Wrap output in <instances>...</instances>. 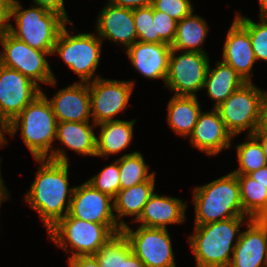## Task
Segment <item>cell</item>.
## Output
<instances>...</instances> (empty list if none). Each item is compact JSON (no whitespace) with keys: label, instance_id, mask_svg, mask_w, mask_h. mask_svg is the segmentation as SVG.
<instances>
[{"label":"cell","instance_id":"cell-12","mask_svg":"<svg viewBox=\"0 0 267 267\" xmlns=\"http://www.w3.org/2000/svg\"><path fill=\"white\" fill-rule=\"evenodd\" d=\"M122 232L128 238L133 253L146 267H176L167 228L139 226L134 231L127 225Z\"/></svg>","mask_w":267,"mask_h":267},{"label":"cell","instance_id":"cell-30","mask_svg":"<svg viewBox=\"0 0 267 267\" xmlns=\"http://www.w3.org/2000/svg\"><path fill=\"white\" fill-rule=\"evenodd\" d=\"M248 141L237 144V159L239 168L233 174L252 173L267 165L265 154L260 141L254 135H248Z\"/></svg>","mask_w":267,"mask_h":267},{"label":"cell","instance_id":"cell-9","mask_svg":"<svg viewBox=\"0 0 267 267\" xmlns=\"http://www.w3.org/2000/svg\"><path fill=\"white\" fill-rule=\"evenodd\" d=\"M0 44L3 47L0 52L1 65L19 71L39 87V82L56 86V78L45 58L53 52L33 49L9 32L0 37Z\"/></svg>","mask_w":267,"mask_h":267},{"label":"cell","instance_id":"cell-8","mask_svg":"<svg viewBox=\"0 0 267 267\" xmlns=\"http://www.w3.org/2000/svg\"><path fill=\"white\" fill-rule=\"evenodd\" d=\"M264 90L245 83L216 108L232 137L249 130L253 135L261 126Z\"/></svg>","mask_w":267,"mask_h":267},{"label":"cell","instance_id":"cell-7","mask_svg":"<svg viewBox=\"0 0 267 267\" xmlns=\"http://www.w3.org/2000/svg\"><path fill=\"white\" fill-rule=\"evenodd\" d=\"M61 29L54 49L53 55L59 54L66 65L75 72L80 79V82H90L94 79L100 78L95 75L97 70L103 40L94 33H79L71 35L66 25ZM96 76L92 79V77Z\"/></svg>","mask_w":267,"mask_h":267},{"label":"cell","instance_id":"cell-3","mask_svg":"<svg viewBox=\"0 0 267 267\" xmlns=\"http://www.w3.org/2000/svg\"><path fill=\"white\" fill-rule=\"evenodd\" d=\"M246 217H232L209 224L195 225L188 236L196 267H229ZM235 241V244L233 242Z\"/></svg>","mask_w":267,"mask_h":267},{"label":"cell","instance_id":"cell-15","mask_svg":"<svg viewBox=\"0 0 267 267\" xmlns=\"http://www.w3.org/2000/svg\"><path fill=\"white\" fill-rule=\"evenodd\" d=\"M246 222L248 230L241 232L229 267H267V217Z\"/></svg>","mask_w":267,"mask_h":267},{"label":"cell","instance_id":"cell-36","mask_svg":"<svg viewBox=\"0 0 267 267\" xmlns=\"http://www.w3.org/2000/svg\"><path fill=\"white\" fill-rule=\"evenodd\" d=\"M94 256L100 267H120V233L113 236Z\"/></svg>","mask_w":267,"mask_h":267},{"label":"cell","instance_id":"cell-27","mask_svg":"<svg viewBox=\"0 0 267 267\" xmlns=\"http://www.w3.org/2000/svg\"><path fill=\"white\" fill-rule=\"evenodd\" d=\"M207 22L193 12L178 21L176 37L171 45V49L175 51H189L206 53L202 48V44L206 40L208 33Z\"/></svg>","mask_w":267,"mask_h":267},{"label":"cell","instance_id":"cell-25","mask_svg":"<svg viewBox=\"0 0 267 267\" xmlns=\"http://www.w3.org/2000/svg\"><path fill=\"white\" fill-rule=\"evenodd\" d=\"M197 96H176L168 102L167 122L170 128L183 137H189L202 112Z\"/></svg>","mask_w":267,"mask_h":267},{"label":"cell","instance_id":"cell-6","mask_svg":"<svg viewBox=\"0 0 267 267\" xmlns=\"http://www.w3.org/2000/svg\"><path fill=\"white\" fill-rule=\"evenodd\" d=\"M19 1L10 9L16 28L10 24L9 33L33 49L53 52L57 37L67 23L58 13L37 5L23 9Z\"/></svg>","mask_w":267,"mask_h":267},{"label":"cell","instance_id":"cell-20","mask_svg":"<svg viewBox=\"0 0 267 267\" xmlns=\"http://www.w3.org/2000/svg\"><path fill=\"white\" fill-rule=\"evenodd\" d=\"M222 61L230 65L245 82H252V68L256 62L252 42L248 32L235 19L227 33Z\"/></svg>","mask_w":267,"mask_h":267},{"label":"cell","instance_id":"cell-34","mask_svg":"<svg viewBox=\"0 0 267 267\" xmlns=\"http://www.w3.org/2000/svg\"><path fill=\"white\" fill-rule=\"evenodd\" d=\"M177 23L178 21L165 12L153 8L155 43H166L171 46L176 37Z\"/></svg>","mask_w":267,"mask_h":267},{"label":"cell","instance_id":"cell-14","mask_svg":"<svg viewBox=\"0 0 267 267\" xmlns=\"http://www.w3.org/2000/svg\"><path fill=\"white\" fill-rule=\"evenodd\" d=\"M68 214L88 222L117 224L113 198L101 193L87 181L75 187Z\"/></svg>","mask_w":267,"mask_h":267},{"label":"cell","instance_id":"cell-43","mask_svg":"<svg viewBox=\"0 0 267 267\" xmlns=\"http://www.w3.org/2000/svg\"><path fill=\"white\" fill-rule=\"evenodd\" d=\"M253 135L260 141L267 161V131L259 128Z\"/></svg>","mask_w":267,"mask_h":267},{"label":"cell","instance_id":"cell-13","mask_svg":"<svg viewBox=\"0 0 267 267\" xmlns=\"http://www.w3.org/2000/svg\"><path fill=\"white\" fill-rule=\"evenodd\" d=\"M40 94L41 88L36 83L0 64V116L7 124Z\"/></svg>","mask_w":267,"mask_h":267},{"label":"cell","instance_id":"cell-16","mask_svg":"<svg viewBox=\"0 0 267 267\" xmlns=\"http://www.w3.org/2000/svg\"><path fill=\"white\" fill-rule=\"evenodd\" d=\"M57 122H90L91 104L87 82H76L48 99Z\"/></svg>","mask_w":267,"mask_h":267},{"label":"cell","instance_id":"cell-47","mask_svg":"<svg viewBox=\"0 0 267 267\" xmlns=\"http://www.w3.org/2000/svg\"><path fill=\"white\" fill-rule=\"evenodd\" d=\"M260 6V18L267 19V0H258Z\"/></svg>","mask_w":267,"mask_h":267},{"label":"cell","instance_id":"cell-38","mask_svg":"<svg viewBox=\"0 0 267 267\" xmlns=\"http://www.w3.org/2000/svg\"><path fill=\"white\" fill-rule=\"evenodd\" d=\"M34 5L45 8L49 11H53L61 15L68 23L73 24L67 16V12L64 7V0H33Z\"/></svg>","mask_w":267,"mask_h":267},{"label":"cell","instance_id":"cell-28","mask_svg":"<svg viewBox=\"0 0 267 267\" xmlns=\"http://www.w3.org/2000/svg\"><path fill=\"white\" fill-rule=\"evenodd\" d=\"M240 186L243 211L250 217H267V187L246 174H235Z\"/></svg>","mask_w":267,"mask_h":267},{"label":"cell","instance_id":"cell-46","mask_svg":"<svg viewBox=\"0 0 267 267\" xmlns=\"http://www.w3.org/2000/svg\"><path fill=\"white\" fill-rule=\"evenodd\" d=\"M0 162H1V160H0ZM0 168H1V166H0ZM1 177L2 176H1V169H0V204L2 202H4L6 199L9 200V198H10L9 192L7 191V188L4 185L5 183Z\"/></svg>","mask_w":267,"mask_h":267},{"label":"cell","instance_id":"cell-19","mask_svg":"<svg viewBox=\"0 0 267 267\" xmlns=\"http://www.w3.org/2000/svg\"><path fill=\"white\" fill-rule=\"evenodd\" d=\"M171 46L166 43L136 41L127 50L132 66L148 79H162L164 83L169 69Z\"/></svg>","mask_w":267,"mask_h":267},{"label":"cell","instance_id":"cell-35","mask_svg":"<svg viewBox=\"0 0 267 267\" xmlns=\"http://www.w3.org/2000/svg\"><path fill=\"white\" fill-rule=\"evenodd\" d=\"M155 10L165 12L176 21L189 16L194 10L190 0H153Z\"/></svg>","mask_w":267,"mask_h":267},{"label":"cell","instance_id":"cell-31","mask_svg":"<svg viewBox=\"0 0 267 267\" xmlns=\"http://www.w3.org/2000/svg\"><path fill=\"white\" fill-rule=\"evenodd\" d=\"M235 20L248 32L256 61H267V19L256 23L237 12Z\"/></svg>","mask_w":267,"mask_h":267},{"label":"cell","instance_id":"cell-2","mask_svg":"<svg viewBox=\"0 0 267 267\" xmlns=\"http://www.w3.org/2000/svg\"><path fill=\"white\" fill-rule=\"evenodd\" d=\"M19 128L21 129V137L34 159L47 158L69 163L64 149L53 148L52 143L56 139L57 120L43 90L8 124V134L14 137ZM49 150H51L50 153Z\"/></svg>","mask_w":267,"mask_h":267},{"label":"cell","instance_id":"cell-37","mask_svg":"<svg viewBox=\"0 0 267 267\" xmlns=\"http://www.w3.org/2000/svg\"><path fill=\"white\" fill-rule=\"evenodd\" d=\"M120 267H146L133 253L131 244L123 232H120Z\"/></svg>","mask_w":267,"mask_h":267},{"label":"cell","instance_id":"cell-32","mask_svg":"<svg viewBox=\"0 0 267 267\" xmlns=\"http://www.w3.org/2000/svg\"><path fill=\"white\" fill-rule=\"evenodd\" d=\"M119 173V162L115 160L87 182L101 193L107 194L114 199L121 189Z\"/></svg>","mask_w":267,"mask_h":267},{"label":"cell","instance_id":"cell-40","mask_svg":"<svg viewBox=\"0 0 267 267\" xmlns=\"http://www.w3.org/2000/svg\"><path fill=\"white\" fill-rule=\"evenodd\" d=\"M153 0H108V4L128 9H136L152 5Z\"/></svg>","mask_w":267,"mask_h":267},{"label":"cell","instance_id":"cell-24","mask_svg":"<svg viewBox=\"0 0 267 267\" xmlns=\"http://www.w3.org/2000/svg\"><path fill=\"white\" fill-rule=\"evenodd\" d=\"M136 120L107 121L98 124L101 127L96 137V157H107L126 149L133 139V125Z\"/></svg>","mask_w":267,"mask_h":267},{"label":"cell","instance_id":"cell-29","mask_svg":"<svg viewBox=\"0 0 267 267\" xmlns=\"http://www.w3.org/2000/svg\"><path fill=\"white\" fill-rule=\"evenodd\" d=\"M116 160L119 162L121 189L148 181L155 175V172L148 173V166L140 152L123 154Z\"/></svg>","mask_w":267,"mask_h":267},{"label":"cell","instance_id":"cell-10","mask_svg":"<svg viewBox=\"0 0 267 267\" xmlns=\"http://www.w3.org/2000/svg\"><path fill=\"white\" fill-rule=\"evenodd\" d=\"M171 50L165 86L176 96H197L203 89L209 68L207 53Z\"/></svg>","mask_w":267,"mask_h":267},{"label":"cell","instance_id":"cell-1","mask_svg":"<svg viewBox=\"0 0 267 267\" xmlns=\"http://www.w3.org/2000/svg\"><path fill=\"white\" fill-rule=\"evenodd\" d=\"M35 160L41 164L25 201L39 213L48 231L68 214L75 187L68 185L69 163L47 158Z\"/></svg>","mask_w":267,"mask_h":267},{"label":"cell","instance_id":"cell-33","mask_svg":"<svg viewBox=\"0 0 267 267\" xmlns=\"http://www.w3.org/2000/svg\"><path fill=\"white\" fill-rule=\"evenodd\" d=\"M135 28L139 42L155 43V27L153 24V6L140 7L133 10Z\"/></svg>","mask_w":267,"mask_h":267},{"label":"cell","instance_id":"cell-5","mask_svg":"<svg viewBox=\"0 0 267 267\" xmlns=\"http://www.w3.org/2000/svg\"><path fill=\"white\" fill-rule=\"evenodd\" d=\"M48 237L56 246L72 256L95 255L117 233L122 232L119 224H100L80 220L67 214L48 231Z\"/></svg>","mask_w":267,"mask_h":267},{"label":"cell","instance_id":"cell-45","mask_svg":"<svg viewBox=\"0 0 267 267\" xmlns=\"http://www.w3.org/2000/svg\"><path fill=\"white\" fill-rule=\"evenodd\" d=\"M4 133H8V124L0 116V147H3L7 143V139L4 137Z\"/></svg>","mask_w":267,"mask_h":267},{"label":"cell","instance_id":"cell-26","mask_svg":"<svg viewBox=\"0 0 267 267\" xmlns=\"http://www.w3.org/2000/svg\"><path fill=\"white\" fill-rule=\"evenodd\" d=\"M94 129L89 122H57L56 140L78 154L95 157Z\"/></svg>","mask_w":267,"mask_h":267},{"label":"cell","instance_id":"cell-18","mask_svg":"<svg viewBox=\"0 0 267 267\" xmlns=\"http://www.w3.org/2000/svg\"><path fill=\"white\" fill-rule=\"evenodd\" d=\"M193 147L214 156L224 148L231 147L232 135L226 130L220 113L213 108L210 112H201L198 121L188 137Z\"/></svg>","mask_w":267,"mask_h":267},{"label":"cell","instance_id":"cell-17","mask_svg":"<svg viewBox=\"0 0 267 267\" xmlns=\"http://www.w3.org/2000/svg\"><path fill=\"white\" fill-rule=\"evenodd\" d=\"M96 29L101 40L120 43L125 49L138 41L132 9L107 4L98 15Z\"/></svg>","mask_w":267,"mask_h":267},{"label":"cell","instance_id":"cell-11","mask_svg":"<svg viewBox=\"0 0 267 267\" xmlns=\"http://www.w3.org/2000/svg\"><path fill=\"white\" fill-rule=\"evenodd\" d=\"M134 81H118L102 77L88 82L91 118L95 126L114 119L128 107L134 89Z\"/></svg>","mask_w":267,"mask_h":267},{"label":"cell","instance_id":"cell-48","mask_svg":"<svg viewBox=\"0 0 267 267\" xmlns=\"http://www.w3.org/2000/svg\"><path fill=\"white\" fill-rule=\"evenodd\" d=\"M17 2L18 0H0V4L8 7L9 9H11Z\"/></svg>","mask_w":267,"mask_h":267},{"label":"cell","instance_id":"cell-42","mask_svg":"<svg viewBox=\"0 0 267 267\" xmlns=\"http://www.w3.org/2000/svg\"><path fill=\"white\" fill-rule=\"evenodd\" d=\"M249 177L267 187V165L248 174Z\"/></svg>","mask_w":267,"mask_h":267},{"label":"cell","instance_id":"cell-39","mask_svg":"<svg viewBox=\"0 0 267 267\" xmlns=\"http://www.w3.org/2000/svg\"><path fill=\"white\" fill-rule=\"evenodd\" d=\"M69 267H100L94 255L68 258Z\"/></svg>","mask_w":267,"mask_h":267},{"label":"cell","instance_id":"cell-44","mask_svg":"<svg viewBox=\"0 0 267 267\" xmlns=\"http://www.w3.org/2000/svg\"><path fill=\"white\" fill-rule=\"evenodd\" d=\"M260 128L267 131V91H264L263 95L262 119Z\"/></svg>","mask_w":267,"mask_h":267},{"label":"cell","instance_id":"cell-21","mask_svg":"<svg viewBox=\"0 0 267 267\" xmlns=\"http://www.w3.org/2000/svg\"><path fill=\"white\" fill-rule=\"evenodd\" d=\"M186 206L179 198L160 196L154 192L136 222L148 228H167L168 224H181L186 220Z\"/></svg>","mask_w":267,"mask_h":267},{"label":"cell","instance_id":"cell-41","mask_svg":"<svg viewBox=\"0 0 267 267\" xmlns=\"http://www.w3.org/2000/svg\"><path fill=\"white\" fill-rule=\"evenodd\" d=\"M10 9L0 4V37L9 32Z\"/></svg>","mask_w":267,"mask_h":267},{"label":"cell","instance_id":"cell-23","mask_svg":"<svg viewBox=\"0 0 267 267\" xmlns=\"http://www.w3.org/2000/svg\"><path fill=\"white\" fill-rule=\"evenodd\" d=\"M245 83L230 65L218 61L215 68L209 65L203 88L207 89L209 98L215 100L213 108L216 109Z\"/></svg>","mask_w":267,"mask_h":267},{"label":"cell","instance_id":"cell-22","mask_svg":"<svg viewBox=\"0 0 267 267\" xmlns=\"http://www.w3.org/2000/svg\"><path fill=\"white\" fill-rule=\"evenodd\" d=\"M154 190L155 175L148 181L136 184L127 189H120L113 199V203L114 212L116 211V215H114L115 219L122 229L128 225L122 220L123 216H134L133 222H136L141 216L145 204L154 193Z\"/></svg>","mask_w":267,"mask_h":267},{"label":"cell","instance_id":"cell-4","mask_svg":"<svg viewBox=\"0 0 267 267\" xmlns=\"http://www.w3.org/2000/svg\"><path fill=\"white\" fill-rule=\"evenodd\" d=\"M195 225L209 224L232 217H248L240 199L237 175L228 173L193 191Z\"/></svg>","mask_w":267,"mask_h":267}]
</instances>
